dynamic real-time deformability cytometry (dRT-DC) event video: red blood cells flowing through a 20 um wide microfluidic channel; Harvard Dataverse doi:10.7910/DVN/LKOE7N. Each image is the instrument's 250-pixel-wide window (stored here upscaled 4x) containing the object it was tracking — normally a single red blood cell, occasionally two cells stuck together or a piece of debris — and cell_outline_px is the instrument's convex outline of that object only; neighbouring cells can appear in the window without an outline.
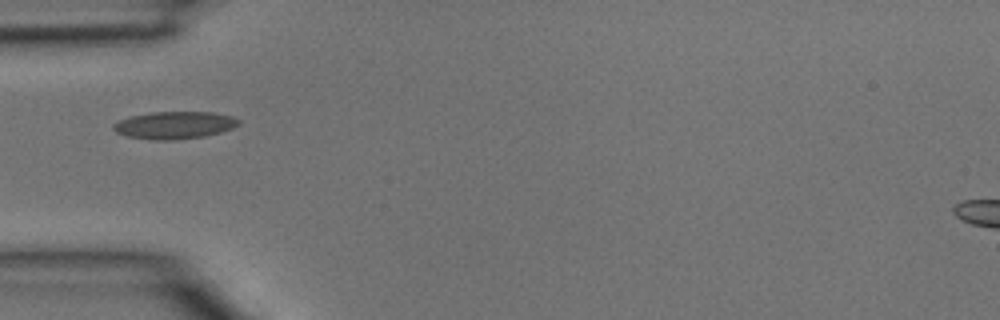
{"species": "common noctule bat (a hibernating species)", "species_latin": "Nyctalus noctula", "temperature_condition": "room temperature", "stored_images_in_passage": 1, "camera_frame_rate_fps": 3000, "um_per_image_px": 0.085, "animal": {"sex": "male", "body_mass_g": 15.6}, "frame": {"image": 1, "passage_image": 1, "time_ms": 0.0, "image_size_px": [1000, 320], "cell_outline_px": [[240, 124], [232, 128], [220, 132], [204, 136], [172, 140], [152, 140], [128, 136], [116, 132], [112, 128], [112, 124], [120, 120], [132, 116], [152, 112], [212, 112], [232, 116], [240, 120]], "centroid_in_image_um": [14.84, 10.64], "position_along_channel_um": 70.2, "area_um2": 19.88}}